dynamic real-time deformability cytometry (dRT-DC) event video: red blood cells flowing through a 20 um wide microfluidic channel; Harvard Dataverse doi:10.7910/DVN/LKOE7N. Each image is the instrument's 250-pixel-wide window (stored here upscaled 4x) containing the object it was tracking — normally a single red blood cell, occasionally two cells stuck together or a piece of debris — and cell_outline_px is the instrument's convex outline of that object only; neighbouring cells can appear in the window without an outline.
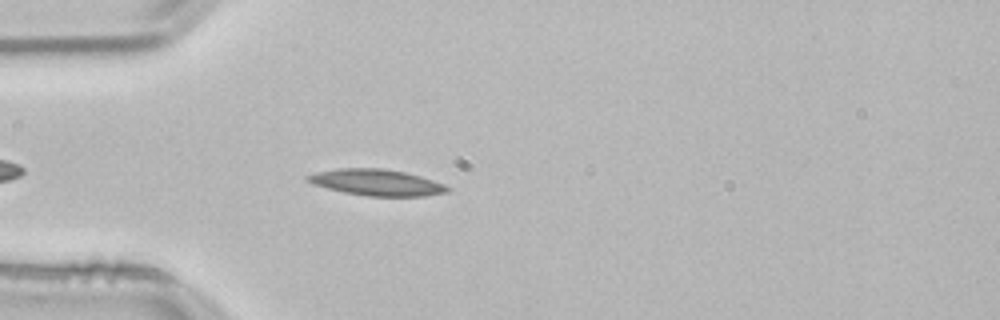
{"species": "common noctule bat (a hibernating species)", "species_latin": "Nyctalus noctula", "temperature_condition": "room temperature", "stored_images_in_passage": 37, "camera_frame_rate_fps": 3000, "um_per_image_px": 0.085, "animal": {"sex": "male", "body_mass_g": 21.5, "forearm_length_mm": 52.0}, "frame": {"image": 1, "passage_image": 5, "time_ms": 1.333, "image_size_px": [1000, 320], "cell_outline_px": [[452, 188], [448, 192], [424, 196], [368, 196], [344, 192], [312, 184], [304, 176], [316, 172], [340, 168], [384, 168], [404, 172], [420, 176], [444, 184]], "centroid_in_image_um": [32.03, 15.5], "position_along_channel_um": 53.0, "area_um2": 21.33}}
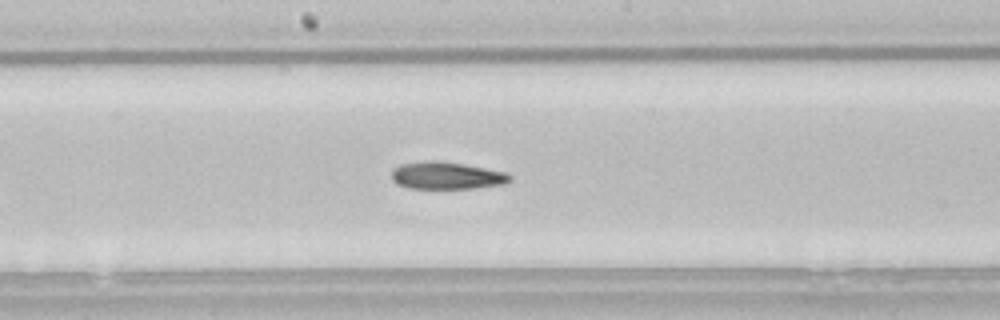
{"frame": {"image": 2, "passage_image": 18, "time_ms": 5.667, "image_size_px": [1000, 320], "cell_outline_px": [[512, 180], [504, 184], [476, 188], [408, 188], [396, 184], [392, 180], [392, 172], [400, 164], [428, 160], [436, 160], [464, 164], [504, 172], [512, 176]], "centroid_in_image_um": [37.96, 14.92], "position_along_channel_um": 210.2, "area_um2": 18.79}}
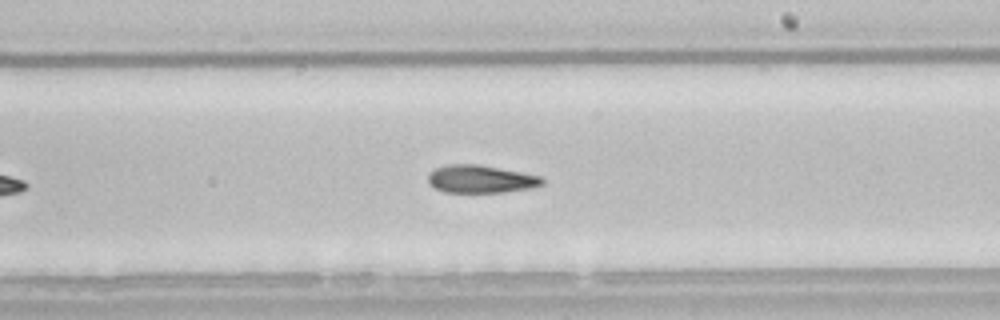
{"frame": {"image": 3, "passage_image": 21, "time_ms": 6.667, "image_size_px": [1000, 320], "cell_outline_px": [[544, 184], [532, 188], [504, 192], [444, 192], [436, 188], [428, 180], [428, 172], [444, 164], [476, 164], [520, 172], [540, 176], [544, 180]], "centroid_in_image_um": [40.85, 15.22], "position_along_channel_um": 248.1, "area_um2": 18.38}, "authors_computed_cell_mechanics": {"area_um2": 19.074, "velocity_mm_per_s": 3.8111, "shape_relaxation_time_tau1_ms": 8.9874, "shape_relaxation_time_tau2_ms": 4.5255, "deformation_change_tau1": 0.1899, "deformation_change_tau2": 0.1323}}